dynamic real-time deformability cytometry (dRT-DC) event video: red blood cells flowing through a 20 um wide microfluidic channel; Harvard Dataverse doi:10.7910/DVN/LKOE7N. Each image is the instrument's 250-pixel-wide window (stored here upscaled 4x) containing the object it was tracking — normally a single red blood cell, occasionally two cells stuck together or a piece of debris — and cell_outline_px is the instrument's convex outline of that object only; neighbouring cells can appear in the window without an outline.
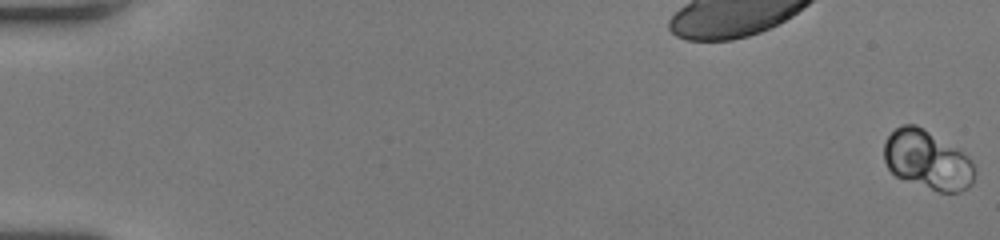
{"species": "human", "species_latin": "Homo sapiens", "temperature_condition": "room temperature", "stored_images_in_passage": 54, "camera_frame_rate_fps": 3000, "um_per_image_px": 0.085, "donor": {"sex": "female"}, "frame": {"image": 1, "passage_image": 1, "time_ms": 0.0, "image_size_px": [1000, 240], "cell_outline_px": [[972, 180], [960, 192], [940, 192], [896, 176], [888, 168], [884, 160], [884, 144], [888, 136], [896, 128], [904, 124], [916, 124], [960, 152], [972, 160]], "centroid_in_image_um": [78.75, 13.59], "position_along_channel_um": 6.2, "area_um2": 29.94}}
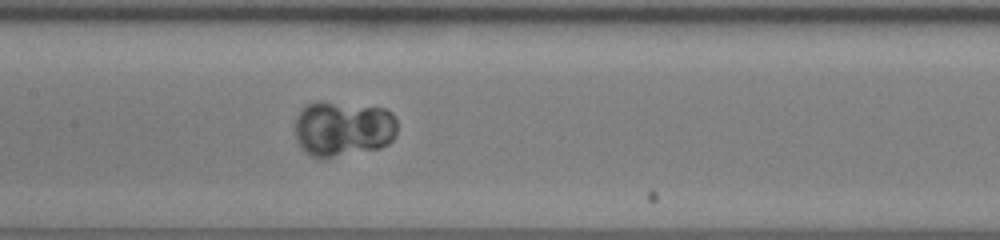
{"frame": {"image": 2, "passage_image": 29, "time_ms": 9.333, "image_size_px": [1000, 240], "cell_outline_px": [[396, 136], [388, 144], [380, 148], [332, 156], [312, 156], [304, 152], [296, 140], [296, 120], [300, 112], [308, 104], [316, 100], [384, 108], [392, 112], [396, 116]], "centroid_in_image_um": [29.19, 10.91], "position_along_channel_um": 178.2, "area_um2": 32.89}}
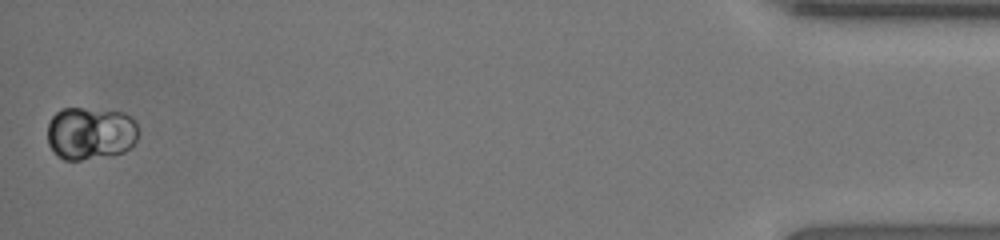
{"frame": {"image": 3, "passage_image": 54, "time_ms": 17.667, "image_size_px": [1000, 240], "cell_outline_px": [[136, 140], [124, 152], [80, 160], [64, 160], [48, 144], [48, 124], [52, 116], [60, 108], [80, 108], [124, 112], [132, 116], [136, 124]], "centroid_in_image_um": [7.67, 11.3], "position_along_channel_um": 427.5, "area_um2": 27.74}}